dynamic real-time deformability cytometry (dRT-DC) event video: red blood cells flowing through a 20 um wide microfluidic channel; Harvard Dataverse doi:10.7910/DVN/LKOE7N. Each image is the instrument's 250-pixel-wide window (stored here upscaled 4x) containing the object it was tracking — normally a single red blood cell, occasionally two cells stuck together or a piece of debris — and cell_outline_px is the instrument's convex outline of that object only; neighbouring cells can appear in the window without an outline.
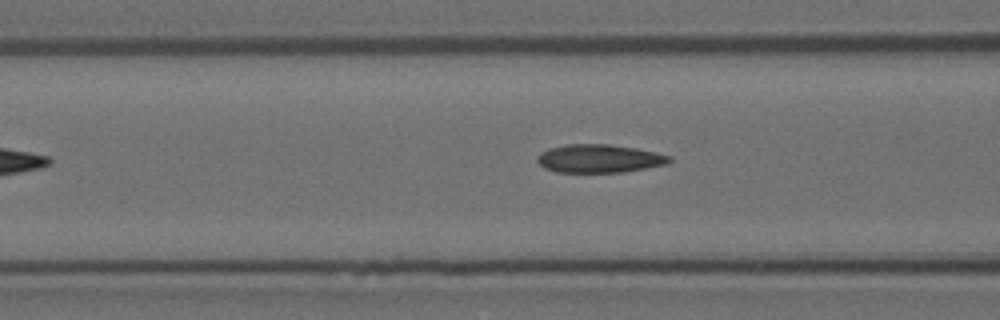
{"species": "Egyptian fruit bat (a non-hibernating species)", "species_latin": "Rousettus aegyptiacus", "temperature_condition": "room temperature", "stored_images_in_passage": 8, "camera_frame_rate_fps": 3000, "um_per_image_px": 0.085, "animal": {"sex": "female"}, "frame": {"image": 1, "passage_image": 6, "time_ms": 1.667, "image_size_px": [1000, 320], "cell_outline_px": [[672, 160], [664, 164], [644, 168], [620, 172], [556, 172], [544, 168], [536, 160], [536, 156], [540, 152], [548, 148], [568, 144], [608, 144], [636, 148], [656, 152], [672, 156]], "centroid_in_image_um": [50.89, 13.47], "position_along_channel_um": 115.7, "area_um2": 21.73}}